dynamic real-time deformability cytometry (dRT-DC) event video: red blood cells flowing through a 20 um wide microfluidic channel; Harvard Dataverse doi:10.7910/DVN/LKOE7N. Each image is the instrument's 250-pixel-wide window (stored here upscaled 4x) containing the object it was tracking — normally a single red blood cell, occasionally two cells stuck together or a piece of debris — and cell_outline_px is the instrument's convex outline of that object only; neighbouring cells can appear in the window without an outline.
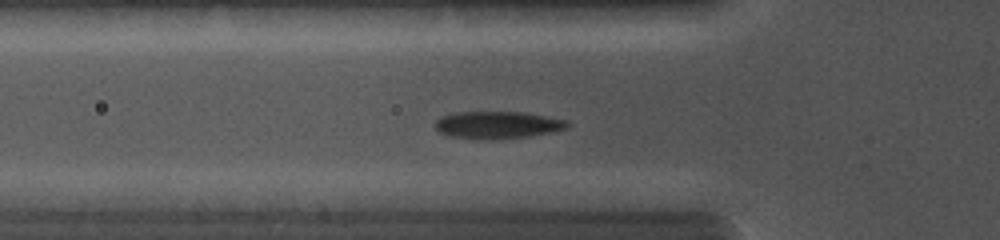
{"species": "common noctule bat (a hibernating species)", "species_latin": "Nyctalus noctula", "temperature_condition": "cold", "stored_images_in_passage": 10, "camera_frame_rate_fps": 5000, "um_per_image_px": 0.085, "animal": {"sex": "female", "body_mass_g": 19.0, "forearm_length_mm": 56.7}, "frame": {"image": 1, "passage_image": 6, "time_ms": 3.4, "image_size_px": [1000, 240], "cell_outline_px": [[572, 124], [568, 128], [552, 132], [528, 136], [452, 136], [440, 132], [436, 128], [436, 120], [440, 116], [456, 112], [524, 112], [568, 120]], "centroid_in_image_um": [42.38, 10.55], "position_along_channel_um": 83.4, "area_um2": 19.94}}
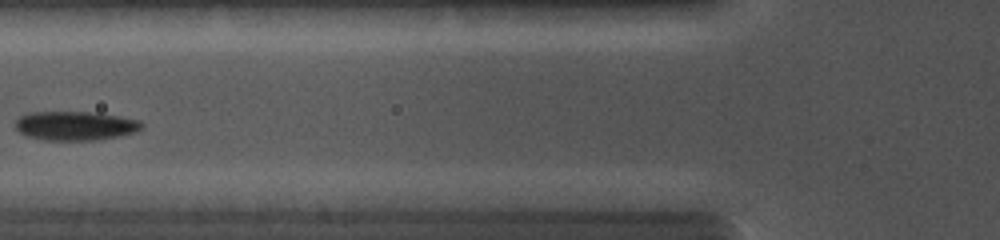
{"frame": {"image": 2, "passage_image": 7, "time_ms": 4.2, "image_size_px": [1000, 240], "cell_outline_px": [[144, 128], [136, 132], [120, 136], [96, 140], [44, 140], [24, 136], [16, 128], [16, 120], [24, 112], [96, 112], [120, 116], [140, 120], [144, 124]], "centroid_in_image_um": [6.42, 10.69], "position_along_channel_um": 119.4, "area_um2": 21.79}}